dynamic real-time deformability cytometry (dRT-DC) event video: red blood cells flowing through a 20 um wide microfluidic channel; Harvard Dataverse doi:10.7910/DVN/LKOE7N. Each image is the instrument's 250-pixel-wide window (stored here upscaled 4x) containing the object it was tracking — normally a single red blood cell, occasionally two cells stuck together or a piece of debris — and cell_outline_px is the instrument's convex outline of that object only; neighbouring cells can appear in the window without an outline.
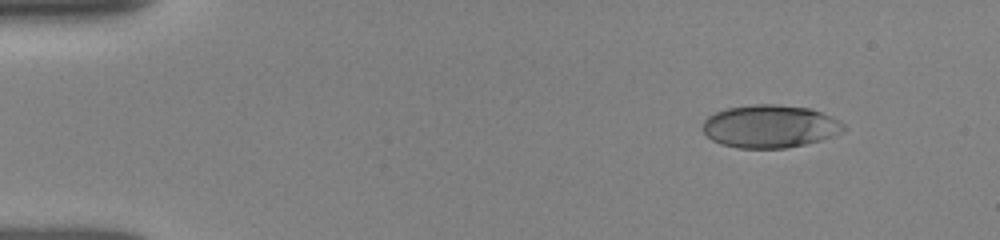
{"species": "human", "species_latin": "Homo sapiens", "temperature_condition": "room temperature", "stored_images_in_passage": 8, "camera_frame_rate_fps": 3000, "um_per_image_px": 0.085, "donor": {"sex": "female"}, "frame": {"image": 1, "passage_image": 2, "time_ms": 0.333, "image_size_px": [1000, 240], "cell_outline_px": [[844, 128], [840, 132], [832, 136], [820, 140], [804, 144], [784, 148], [736, 148], [720, 144], [712, 140], [704, 132], [704, 120], [708, 116], [716, 112], [728, 108], [756, 104], [776, 104], [808, 108], [820, 112], [844, 124]], "centroid_in_image_um": [65.4, 10.74], "position_along_channel_um": 19.6, "area_um2": 34.74}}
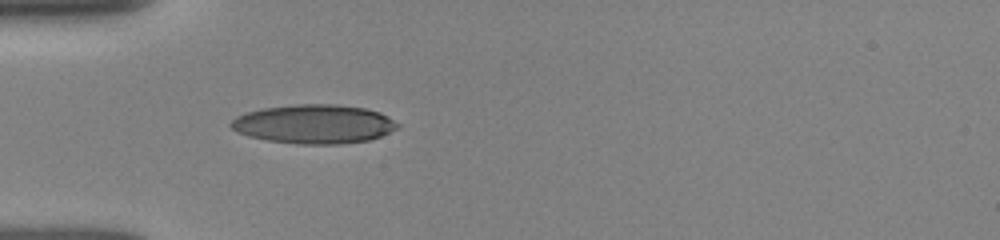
{"frame": {"image": 2, "passage_image": 6, "time_ms": 1.667, "image_size_px": [1000, 240], "cell_outline_px": [[400, 124], [396, 128], [380, 136], [368, 140], [340, 144], [296, 144], [268, 140], [248, 136], [236, 132], [228, 124], [236, 116], [244, 112], [264, 108], [296, 104], [336, 104], [364, 108], [380, 112], [388, 116]], "centroid_in_image_um": [26.66, 10.54], "position_along_channel_um": 58.3, "area_um2": 37.92}}